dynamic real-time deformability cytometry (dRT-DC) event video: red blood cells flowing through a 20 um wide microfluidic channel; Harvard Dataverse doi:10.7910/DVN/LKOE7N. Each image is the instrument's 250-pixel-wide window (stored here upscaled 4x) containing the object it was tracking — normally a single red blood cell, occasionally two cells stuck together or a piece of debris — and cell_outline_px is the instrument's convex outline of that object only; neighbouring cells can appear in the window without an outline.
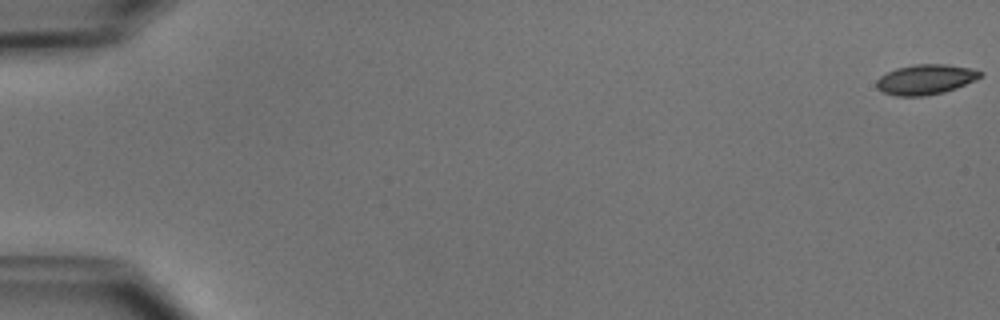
{"species": "common noctule bat (a hibernating species)", "species_latin": "Nyctalus noctula", "temperature_condition": "cold", "stored_images_in_passage": 53, "camera_frame_rate_fps": 3000, "um_per_image_px": 0.085, "animal": {"sex": "male", "body_mass_g": 15.6}, "frame": {"image": 1, "passage_image": 1, "time_ms": 0.0, "image_size_px": [1000, 320], "cell_outline_px": [[984, 76], [976, 80], [956, 88], [944, 92], [924, 96], [896, 96], [884, 92], [876, 88], [876, 80], [880, 76], [896, 68], [916, 64], [948, 64], [968, 68], [984, 72]], "centroid_in_image_um": [78.69, 6.75], "position_along_channel_um": 6.3, "area_um2": 18.26}}
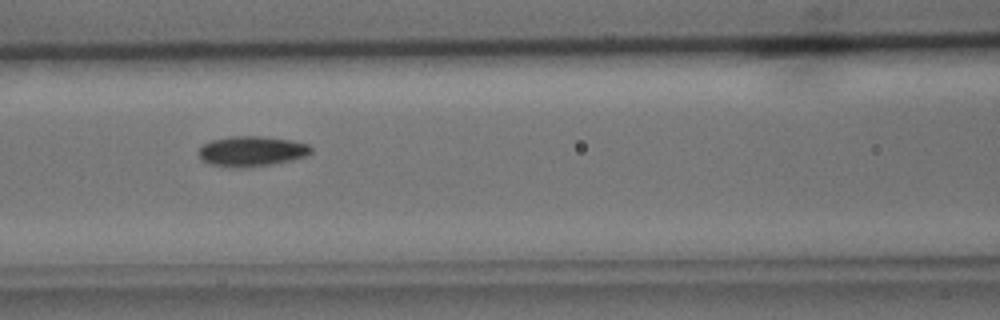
{"frame": {"image": 2, "passage_image": 24, "time_ms": 7.667, "image_size_px": [1000, 320], "cell_outline_px": [[312, 152], [308, 156], [292, 160], [244, 168], [240, 168], [208, 164], [200, 160], [196, 152], [204, 144], [212, 140], [228, 136], [260, 136], [292, 140], [308, 144], [312, 148]], "centroid_in_image_um": [21.37, 12.85], "position_along_channel_um": 145.2, "area_um2": 20.0}}
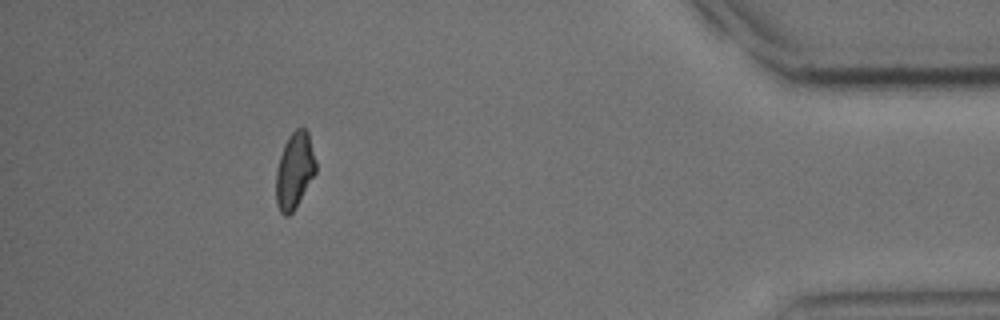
{"frame": {"image": 3, "passage_image": 48, "time_ms": 15.667, "image_size_px": [1000, 320], "cell_outline_px": [[316, 172], [292, 212], [288, 216], [284, 216], [280, 212], [276, 204], [276, 168], [284, 144], [288, 136], [296, 128], [304, 128], [308, 132], [316, 160]], "centroid_in_image_um": [25.02, 14.48], "position_along_channel_um": 410.2, "area_um2": 17.63}, "authors_computed_cell_mechanics": {"area_um2": 18.7272, "velocity_mm_per_s": 3.9222, "shape_relaxation_time_tau1_ms": 3.7415, "shape_relaxation_time_tau2_ms": 6.2566, "deformation_change_tau1": 0.0887, "deformation_change_tau2": 0.0978}}